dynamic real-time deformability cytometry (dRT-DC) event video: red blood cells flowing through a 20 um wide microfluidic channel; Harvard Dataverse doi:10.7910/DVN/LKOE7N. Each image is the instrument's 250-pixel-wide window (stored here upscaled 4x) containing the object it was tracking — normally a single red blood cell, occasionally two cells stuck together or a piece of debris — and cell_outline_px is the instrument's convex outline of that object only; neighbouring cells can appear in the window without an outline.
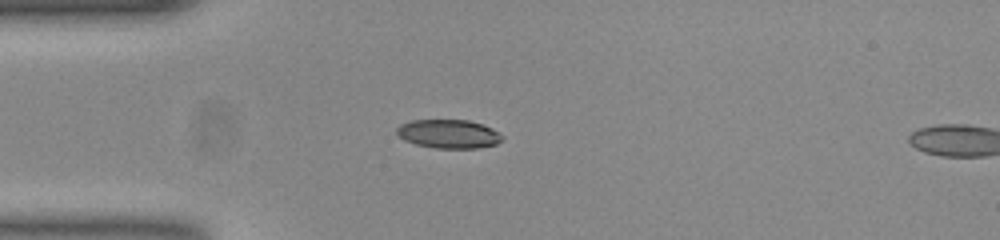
{"species": "common noctule bat (a hibernating species)", "species_latin": "Nyctalus noctula", "temperature_condition": "room temperature", "stored_images_in_passage": 15, "camera_frame_rate_fps": 3000, "um_per_image_px": 0.085, "animal": {"sex": "female", "body_mass_g": 23.0, "forearm_length_mm": 53.4}, "frame": {"image": 1, "passage_image": 13, "time_ms": 4.0, "image_size_px": [1000, 240], "cell_outline_px": [[504, 140], [496, 144], [476, 148], [436, 148], [416, 144], [404, 140], [396, 132], [396, 128], [400, 124], [412, 120], [468, 120], [484, 124], [492, 128], [504, 136]], "centroid_in_image_um": [38.16, 11.37], "position_along_channel_um": 46.8, "area_um2": 17.74}}